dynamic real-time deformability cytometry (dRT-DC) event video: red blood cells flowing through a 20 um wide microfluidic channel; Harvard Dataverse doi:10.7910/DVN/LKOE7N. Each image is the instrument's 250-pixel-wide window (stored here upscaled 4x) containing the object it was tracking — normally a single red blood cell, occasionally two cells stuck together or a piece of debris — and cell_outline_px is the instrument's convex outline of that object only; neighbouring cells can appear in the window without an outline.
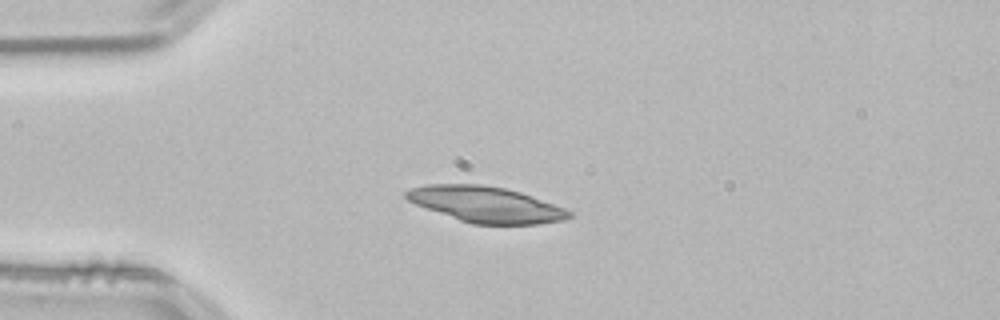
{"species": "common noctule bat (a hibernating species)", "species_latin": "Nyctalus noctula", "temperature_condition": "room temperature", "stored_images_in_passage": 41, "camera_frame_rate_fps": 3000, "um_per_image_px": 0.085, "animal": {"sex": "male", "body_mass_g": 21.5, "forearm_length_mm": 52.0}, "frame": {"image": 1, "passage_image": 1, "time_ms": 0.0, "image_size_px": [1000, 320], "cell_outline_px": [[572, 216], [564, 220], [536, 224], [472, 224], [460, 220], [416, 204], [408, 200], [404, 196], [404, 192], [412, 188], [424, 184], [480, 184], [504, 188], [520, 192], [532, 196], [564, 208], [572, 212]], "centroid_in_image_um": [41.3, 17.37], "position_along_channel_um": 43.7, "area_um2": 33.7}}